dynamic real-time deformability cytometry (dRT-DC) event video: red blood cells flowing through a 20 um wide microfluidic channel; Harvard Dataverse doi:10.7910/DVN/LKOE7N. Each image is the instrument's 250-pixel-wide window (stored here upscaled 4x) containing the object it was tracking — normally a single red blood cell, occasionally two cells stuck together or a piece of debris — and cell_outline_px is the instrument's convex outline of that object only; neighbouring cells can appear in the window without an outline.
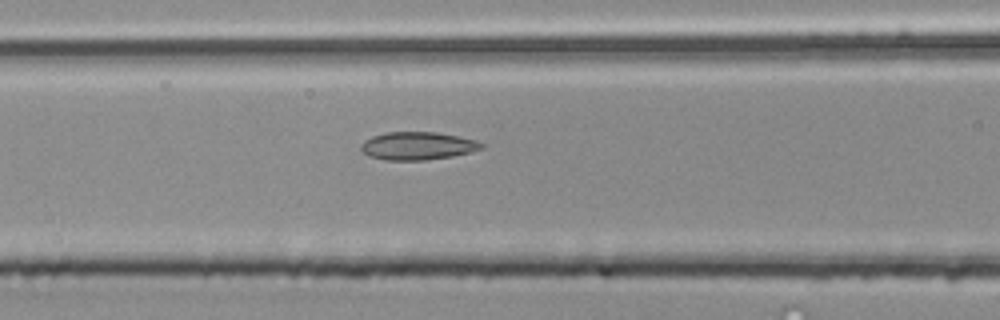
{"species": "common noctule bat (a hibernating species)", "species_latin": "Nyctalus noctula", "temperature_condition": "room temperature", "stored_images_in_passage": 5, "camera_frame_rate_fps": 3000, "um_per_image_px": 0.085, "animal": {"sex": "male", "body_mass_g": 20.4}, "frame": {"image": 1, "passage_image": 5, "time_ms": 1.333, "image_size_px": [1000, 320], "cell_outline_px": [[484, 148], [472, 152], [452, 156], [424, 160], [384, 160], [368, 156], [360, 148], [360, 144], [364, 140], [372, 136], [384, 132], [436, 132], [460, 136], [476, 140], [484, 144]], "centroid_in_image_um": [35.5, 12.39], "position_along_channel_um": 131.1, "area_um2": 19.83}}